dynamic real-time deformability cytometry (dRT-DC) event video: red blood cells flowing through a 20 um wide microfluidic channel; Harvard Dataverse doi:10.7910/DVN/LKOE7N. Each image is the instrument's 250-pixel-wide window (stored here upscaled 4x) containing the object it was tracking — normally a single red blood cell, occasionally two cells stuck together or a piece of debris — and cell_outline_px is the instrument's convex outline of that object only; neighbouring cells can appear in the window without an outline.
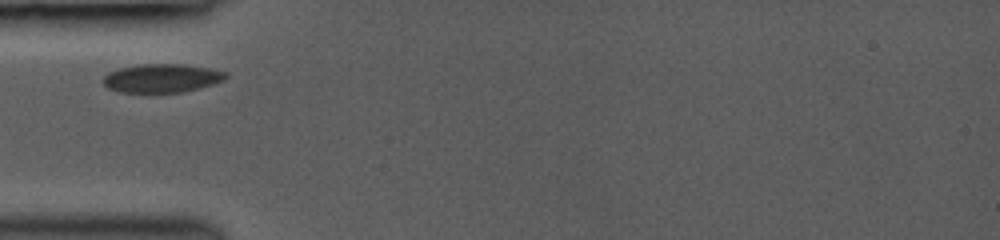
{"species": "common noctule bat (a hibernating species)", "species_latin": "Nyctalus noctula", "temperature_condition": "room temperature", "stored_images_in_passage": 5, "camera_frame_rate_fps": 3000, "um_per_image_px": 0.085, "animal": {"sex": "female", "body_mass_g": 19.0, "forearm_length_mm": 53.3}, "frame": {"image": 1, "passage_image": 1, "time_ms": 0.0, "image_size_px": [1000, 240], "cell_outline_px": [[228, 76], [224, 80], [200, 88], [184, 92], [120, 92], [108, 88], [100, 80], [108, 72], [120, 68], [140, 64], [184, 64], [208, 68], [228, 72]], "centroid_in_image_um": [13.75, 6.64], "position_along_channel_um": 71.2, "area_um2": 20.52}}
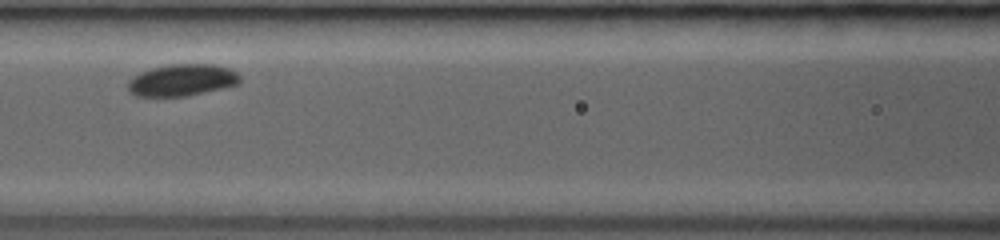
{"frame": {"image": 2, "passage_image": 3, "time_ms": 2.0, "image_size_px": [1000, 240], "cell_outline_px": [[240, 84], [204, 92], [184, 96], [136, 96], [128, 88], [128, 80], [140, 72], [152, 68], [172, 64], [212, 64], [232, 68], [240, 76]], "centroid_in_image_um": [15.5, 6.8], "position_along_channel_um": 151.1, "area_um2": 20.69}}
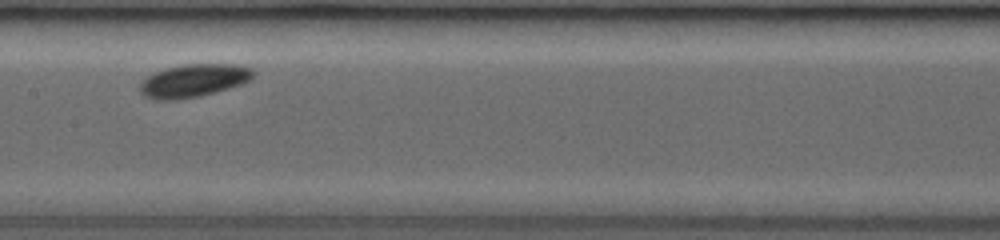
{"frame": {"image": 3, "passage_image": 4, "time_ms": 3.0, "image_size_px": [1000, 240], "cell_outline_px": [[256, 72], [248, 80], [240, 84], [228, 88], [200, 96], [176, 100], [156, 100], [144, 96], [140, 92], [140, 80], [164, 68], [184, 64], [236, 64], [252, 68]], "centroid_in_image_um": [16.42, 6.85], "position_along_channel_um": 191.0, "area_um2": 21.79}}